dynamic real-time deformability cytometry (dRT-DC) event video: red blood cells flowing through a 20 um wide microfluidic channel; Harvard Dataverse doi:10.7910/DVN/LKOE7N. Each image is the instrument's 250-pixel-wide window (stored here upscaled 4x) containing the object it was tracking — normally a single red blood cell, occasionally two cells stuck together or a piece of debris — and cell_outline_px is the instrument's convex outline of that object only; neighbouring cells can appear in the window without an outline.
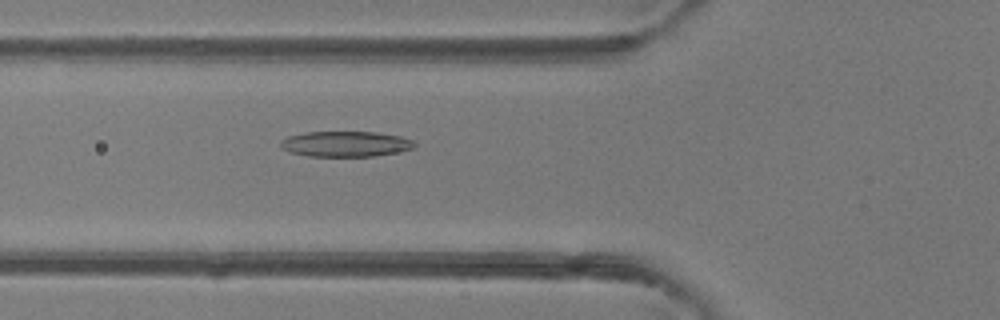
{"species": "common noctule bat (a hibernating species)", "species_latin": "Nyctalus noctula", "temperature_condition": "room temperature", "stored_images_in_passage": 49, "camera_frame_rate_fps": 3000, "um_per_image_px": 0.085, "animal": {"sex": "female"}, "frame": {"image": 1, "passage_image": 18, "time_ms": 5.667, "image_size_px": [1000, 320], "cell_outline_px": [[416, 144], [412, 148], [396, 152], [372, 156], [308, 156], [288, 152], [280, 148], [280, 140], [288, 136], [304, 132], [376, 132], [400, 136], [412, 140]], "centroid_in_image_um": [29.3, 12.23], "position_along_channel_um": 96.5, "area_um2": 19.88}}
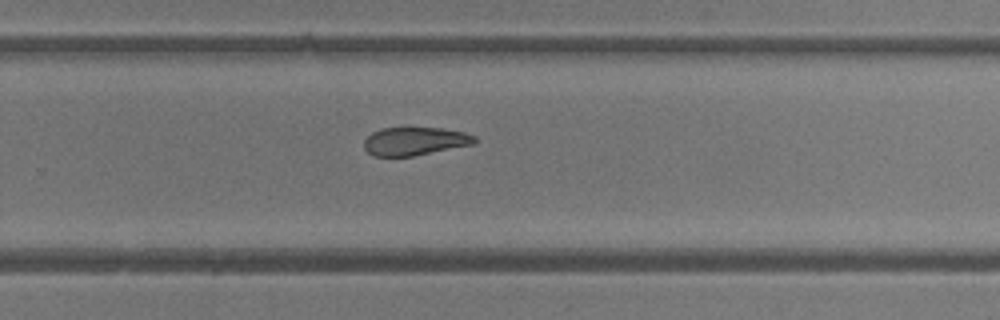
{"frame": {"image": 2, "passage_image": 32, "time_ms": 10.333, "image_size_px": [1000, 320], "cell_outline_px": [[476, 144], [412, 156], [372, 156], [364, 148], [364, 140], [372, 132], [380, 128], [408, 124], [444, 128], [464, 132], [476, 136]], "centroid_in_image_um": [35.26, 11.94], "position_along_channel_um": 294.5, "area_um2": 19.19}}
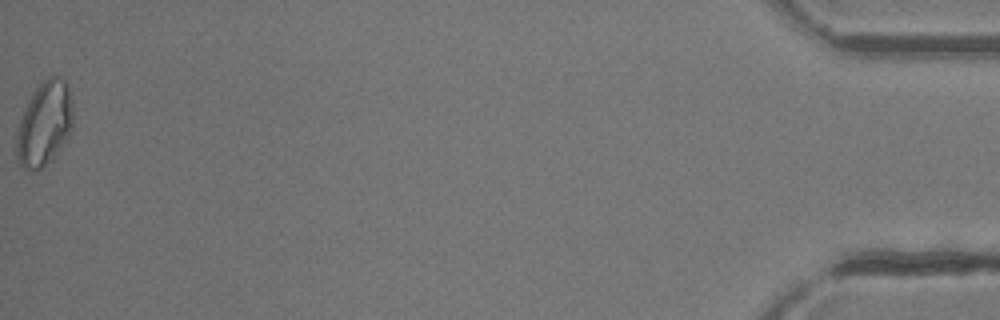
{"frame": {"image": 3, "passage_image": 49, "time_ms": 16.0, "image_size_px": [1000, 320], "cell_outline_px": [[72, 132], [56, 156], [52, 160], [36, 172], [24, 168], [20, 164], [16, 156], [16, 136], [20, 120], [24, 108], [32, 92], [44, 80], [52, 76], [56, 76], [64, 80], [68, 84], [72, 100]], "centroid_in_image_um": [3.79, 10.55], "position_along_channel_um": 431.4, "area_um2": 28.09}, "authors_computed_cell_mechanics": {"area_um2": 21.0392, "velocity_mm_per_s": 4.2503, "shape_relaxation_time_tau1_ms": 4.5927, "shape_relaxation_time_tau2_ms": 5.0684, "deformation_change_tau1": 0.1459, "deformation_change_tau2": 0.1382}}